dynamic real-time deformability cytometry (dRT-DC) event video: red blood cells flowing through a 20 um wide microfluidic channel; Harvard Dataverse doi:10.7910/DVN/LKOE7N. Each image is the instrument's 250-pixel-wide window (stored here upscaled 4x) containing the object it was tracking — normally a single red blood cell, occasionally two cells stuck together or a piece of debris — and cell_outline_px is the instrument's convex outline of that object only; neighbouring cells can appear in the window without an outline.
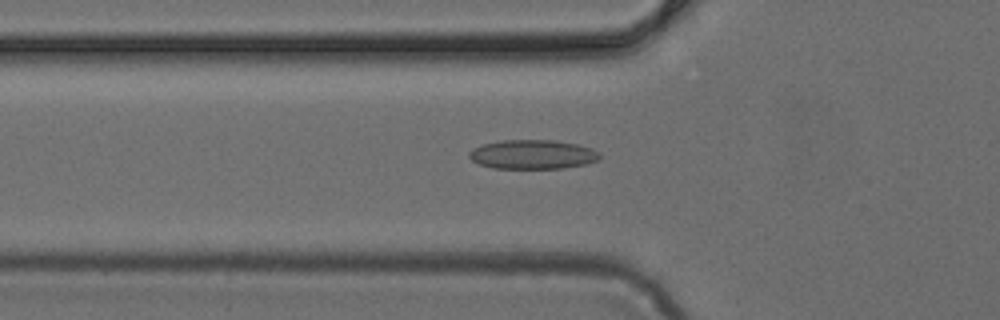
{"species": "common noctule bat (a hibernating species)", "species_latin": "Nyctalus noctula", "temperature_condition": "cold", "stored_images_in_passage": 25, "camera_frame_rate_fps": 3000, "um_per_image_px": 0.085, "animal": {"sex": "female", "body_mass_g": 24.6, "forearm_length_mm": 56.2}, "frame": {"image": 1, "passage_image": 4, "time_ms": 1.0, "image_size_px": [1000, 320], "cell_outline_px": [[600, 160], [584, 164], [564, 168], [492, 168], [480, 164], [472, 160], [468, 156], [468, 152], [472, 148], [484, 144], [500, 140], [556, 140], [580, 144], [592, 148], [600, 152]], "centroid_in_image_um": [45.3, 13.12], "position_along_channel_um": 80.5, "area_um2": 22.43}}
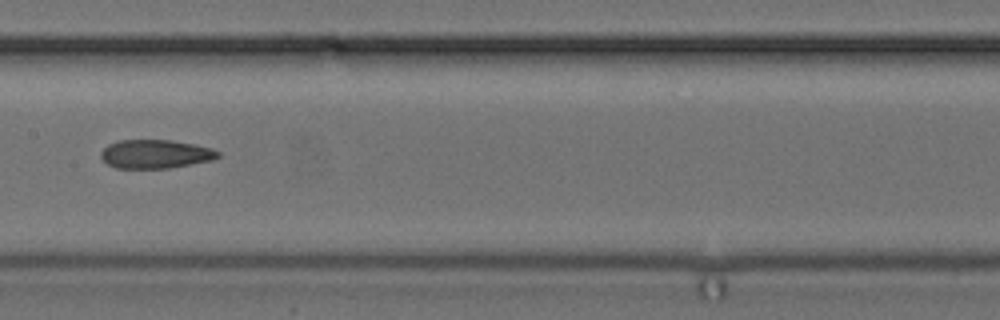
{"frame": {"image": 2, "passage_image": 12, "time_ms": 3.667, "image_size_px": [1000, 320], "cell_outline_px": [[220, 156], [212, 160], [168, 168], [116, 168], [108, 164], [100, 156], [100, 152], [108, 144], [120, 140], [172, 140], [212, 148], [220, 152]], "centroid_in_image_um": [13.2, 13.09], "position_along_channel_um": 194.2, "area_um2": 19.48}}
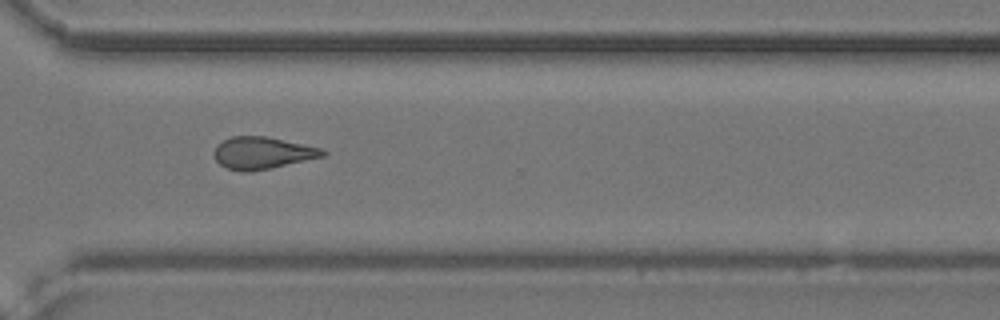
{"frame": {"image": 3, "passage_image": 23, "time_ms": 7.333, "image_size_px": [1000, 320], "cell_outline_px": [[328, 152], [324, 156], [272, 168], [252, 172], [244, 172], [228, 168], [220, 164], [216, 160], [212, 152], [216, 144], [232, 136], [264, 136], [320, 148]], "centroid_in_image_um": [22.26, 13.01], "position_along_channel_um": 348.3, "area_um2": 20.23}}